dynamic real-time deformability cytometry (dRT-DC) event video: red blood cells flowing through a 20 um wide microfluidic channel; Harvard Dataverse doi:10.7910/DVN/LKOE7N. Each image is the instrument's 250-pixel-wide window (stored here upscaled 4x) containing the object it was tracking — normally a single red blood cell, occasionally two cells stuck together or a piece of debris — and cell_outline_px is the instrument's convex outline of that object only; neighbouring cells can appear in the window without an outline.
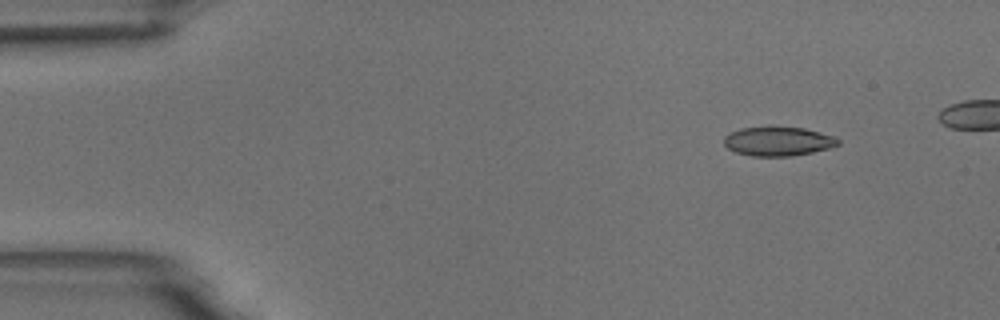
{"species": "common noctule bat (a hibernating species)", "species_latin": "Nyctalus noctula", "temperature_condition": "room temperature", "stored_images_in_passage": 6, "camera_frame_rate_fps": 3000, "um_per_image_px": 0.085, "animal": {"sex": "male", "body_mass_g": 18.8}, "frame": {"image": 1, "passage_image": 2, "time_ms": 1.333, "image_size_px": [1000, 320], "cell_outline_px": [[840, 144], [828, 148], [812, 152], [792, 156], [752, 156], [736, 152], [728, 148], [724, 144], [724, 136], [740, 128], [768, 124], [804, 128], [836, 136], [840, 140]], "centroid_in_image_um": [66.14, 11.97], "position_along_channel_um": 18.9, "area_um2": 20.0}}